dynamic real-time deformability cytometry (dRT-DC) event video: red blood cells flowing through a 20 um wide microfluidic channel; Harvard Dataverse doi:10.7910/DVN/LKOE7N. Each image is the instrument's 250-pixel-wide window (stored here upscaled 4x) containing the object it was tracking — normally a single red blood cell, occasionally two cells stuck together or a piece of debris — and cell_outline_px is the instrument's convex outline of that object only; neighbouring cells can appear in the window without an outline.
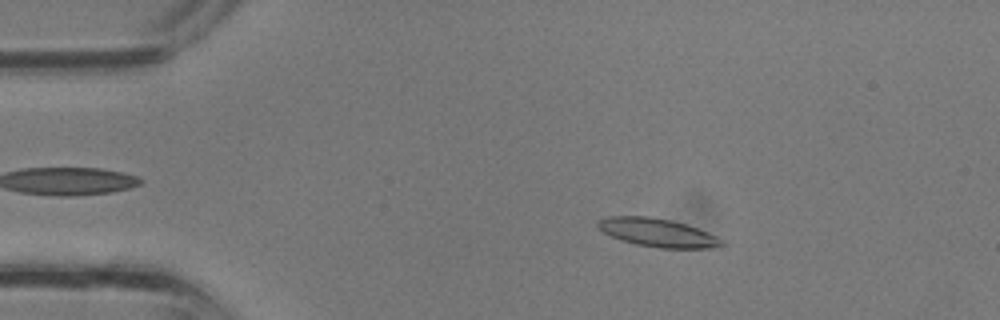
{"species": "common noctule bat (a hibernating species)", "species_latin": "Nyctalus noctula", "temperature_condition": "room temperature", "stored_images_in_passage": 33, "camera_frame_rate_fps": 3000, "um_per_image_px": 0.085, "animal": {"sex": "male", "body_mass_g": 13.3}, "frame": {"image": 1, "passage_image": 4, "time_ms": 1.0, "image_size_px": [1000, 320], "cell_outline_px": [[724, 244], [720, 248], [660, 248], [636, 244], [620, 240], [596, 228], [596, 220], [608, 216], [648, 216], [668, 220], [684, 224], [696, 228], [716, 236]], "centroid_in_image_um": [55.83, 19.77], "position_along_channel_um": 29.2, "area_um2": 20.35}}
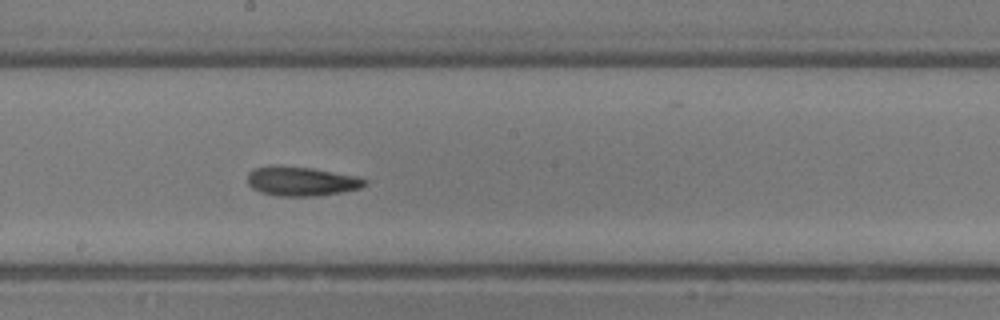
{"frame": {"image": 2, "passage_image": 17, "time_ms": 5.333, "image_size_px": [1000, 320], "cell_outline_px": [[368, 184], [360, 188], [340, 192], [316, 196], [280, 196], [260, 192], [252, 188], [248, 184], [248, 172], [256, 168], [272, 164], [312, 168], [356, 176], [368, 180]], "centroid_in_image_um": [25.6, 15.39], "position_along_channel_um": 222.6, "area_um2": 20.11}}
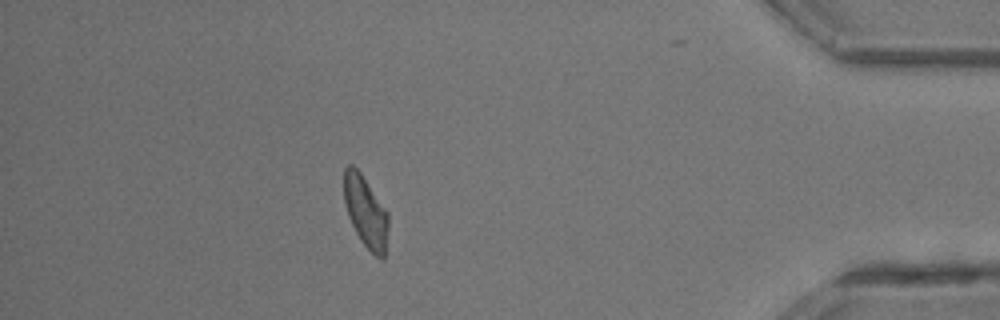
{"frame": {"image": 3, "passage_image": 29, "time_ms": 9.333, "image_size_px": [1000, 320], "cell_outline_px": [[388, 228], [384, 260], [380, 260], [360, 240], [348, 216], [344, 200], [344, 168], [348, 164], [352, 164], [360, 172], [388, 212]], "centroid_in_image_um": [31.08, 18.0], "position_along_channel_um": 404.1, "area_um2": 18.38}}